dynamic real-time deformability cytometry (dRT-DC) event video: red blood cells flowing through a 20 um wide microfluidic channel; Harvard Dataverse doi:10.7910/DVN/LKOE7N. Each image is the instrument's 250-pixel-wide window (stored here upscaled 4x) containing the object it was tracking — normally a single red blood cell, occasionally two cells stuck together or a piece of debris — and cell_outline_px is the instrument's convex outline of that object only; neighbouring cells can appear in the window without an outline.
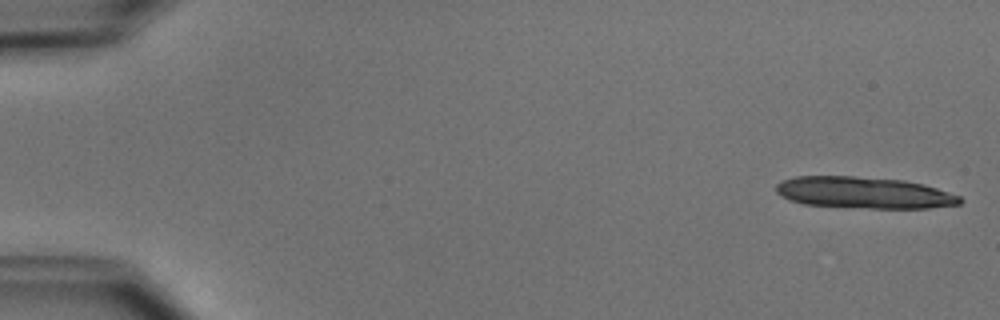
{"species": "common noctule bat (a hibernating species)", "species_latin": "Nyctalus noctula", "temperature_condition": "cold", "stored_images_in_passage": 14, "camera_frame_rate_fps": 3000, "um_per_image_px": 0.085, "animal": {"sex": "male", "body_mass_g": 15.6}, "frame": {"image": 1, "passage_image": 1, "time_ms": 0.0, "image_size_px": [1000, 320], "cell_outline_px": [[964, 200], [960, 204], [928, 208], [868, 208], [804, 204], [788, 200], [780, 196], [776, 192], [776, 184], [784, 180], [796, 176], [852, 176], [904, 180], [924, 184], [960, 196]], "centroid_in_image_um": [73.43, 16.38], "position_along_channel_um": 11.6, "area_um2": 33.81}}